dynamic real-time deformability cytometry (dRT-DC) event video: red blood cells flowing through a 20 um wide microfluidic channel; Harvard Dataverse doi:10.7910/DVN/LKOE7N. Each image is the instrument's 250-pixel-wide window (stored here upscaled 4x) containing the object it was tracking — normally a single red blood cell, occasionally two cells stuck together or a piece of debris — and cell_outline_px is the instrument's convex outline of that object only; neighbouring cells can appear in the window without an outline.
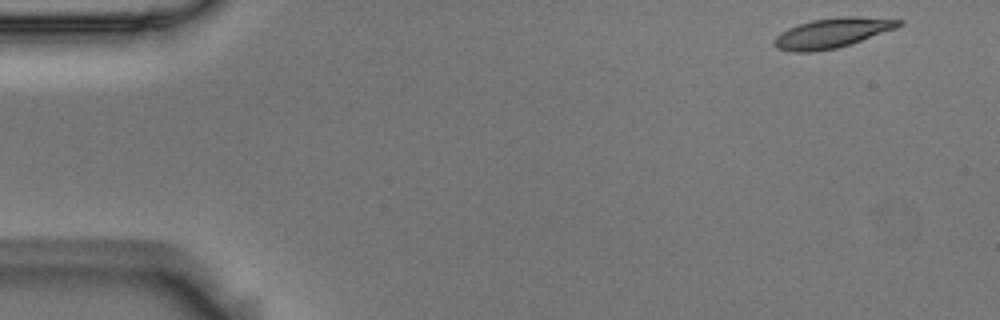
{"species": "Egyptian fruit bat (a non-hibernating species)", "species_latin": "Rousettus aegyptiacus", "temperature_condition": "room temperature", "stored_images_in_passage": 21, "camera_frame_rate_fps": 3000, "um_per_image_px": 0.085, "animal": {"sex": "male"}, "frame": {"image": 1, "passage_image": 1, "time_ms": 0.0, "image_size_px": [1000, 320], "cell_outline_px": [[904, 24], [896, 28], [836, 48], [812, 52], [796, 52], [776, 48], [772, 44], [772, 40], [780, 32], [788, 28], [812, 20], [836, 16], [856, 16], [904, 20]], "centroid_in_image_um": [70.71, 2.79], "position_along_channel_um": 14.3, "area_um2": 21.56}}
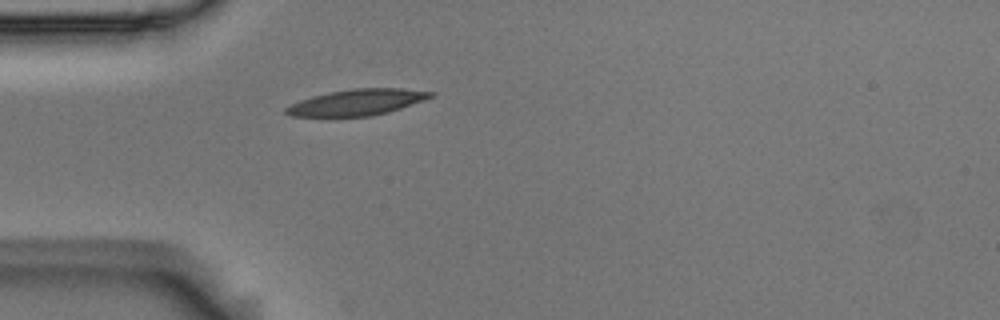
{"frame": {"image": 2, "passage_image": 13, "time_ms": 4.0, "image_size_px": [1000, 320], "cell_outline_px": [[436, 92], [432, 96], [424, 100], [388, 112], [372, 116], [288, 116], [284, 112], [284, 108], [300, 100], [312, 96], [328, 92], [352, 88], [400, 88]], "centroid_in_image_um": [30.33, 8.69], "position_along_channel_um": 54.7, "area_um2": 21.91}}
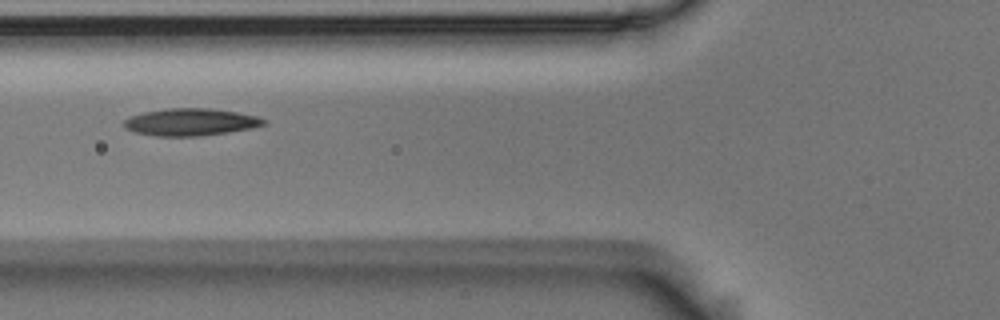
{"frame": {"image": 3, "passage_image": 18, "time_ms": 5.667, "image_size_px": [1000, 320], "cell_outline_px": [[268, 120], [264, 124], [252, 128], [228, 132], [200, 136], [156, 136], [132, 132], [124, 128], [124, 120], [128, 116], [144, 112], [168, 108], [212, 108], [236, 112], [256, 116]], "centroid_in_image_um": [16.16, 10.37], "position_along_channel_um": 109.6, "area_um2": 22.31}}